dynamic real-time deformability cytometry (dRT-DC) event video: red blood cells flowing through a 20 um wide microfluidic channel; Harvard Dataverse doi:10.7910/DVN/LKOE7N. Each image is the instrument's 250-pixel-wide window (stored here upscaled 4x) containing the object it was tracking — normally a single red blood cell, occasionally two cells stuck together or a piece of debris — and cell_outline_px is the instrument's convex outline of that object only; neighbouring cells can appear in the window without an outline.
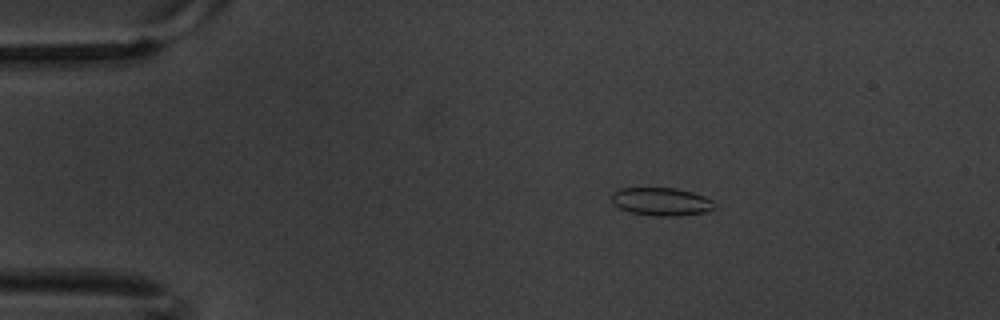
{"species": "common noctule bat (a hibernating species)", "species_latin": "Nyctalus noctula", "temperature_condition": "warm", "stored_images_in_passage": 6, "camera_frame_rate_fps": 3000, "um_per_image_px": 0.085, "animal": {"sex": "male", "body_mass_g": 20.1, "forearm_length_mm": 53.5}, "frame": {"image": 1, "passage_image": 4, "time_ms": 1.0, "image_size_px": [1000, 320], "cell_outline_px": [[716, 208], [708, 212], [680, 216], [656, 216], [628, 212], [612, 204], [612, 192], [616, 188], [676, 188], [692, 192], [704, 196], [712, 200]], "centroid_in_image_um": [56.21, 17.14], "position_along_channel_um": 28.8, "area_um2": 17.11}}